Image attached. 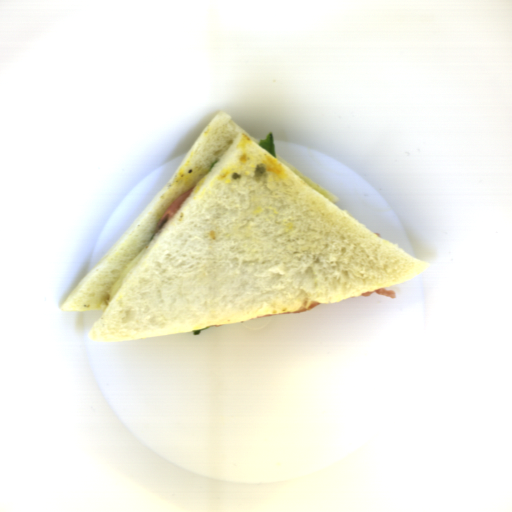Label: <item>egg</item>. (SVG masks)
I'll return each instance as SVG.
<instances>
[{
  "label": "egg",
  "instance_id": "1",
  "mask_svg": "<svg viewBox=\"0 0 512 512\" xmlns=\"http://www.w3.org/2000/svg\"><path fill=\"white\" fill-rule=\"evenodd\" d=\"M149 245H145L144 248L134 257L133 261L131 262V264L128 266V268L123 272V274L117 278L113 284V286L111 287L110 291H109V300H108V304L110 305L112 299L116 296V294L120 291L122 285H123V282L127 276V274L129 272H131L134 267L136 266V264L138 263V261L141 259V257L143 256V254L145 253L146 249L148 248Z\"/></svg>",
  "mask_w": 512,
  "mask_h": 512
}]
</instances>
